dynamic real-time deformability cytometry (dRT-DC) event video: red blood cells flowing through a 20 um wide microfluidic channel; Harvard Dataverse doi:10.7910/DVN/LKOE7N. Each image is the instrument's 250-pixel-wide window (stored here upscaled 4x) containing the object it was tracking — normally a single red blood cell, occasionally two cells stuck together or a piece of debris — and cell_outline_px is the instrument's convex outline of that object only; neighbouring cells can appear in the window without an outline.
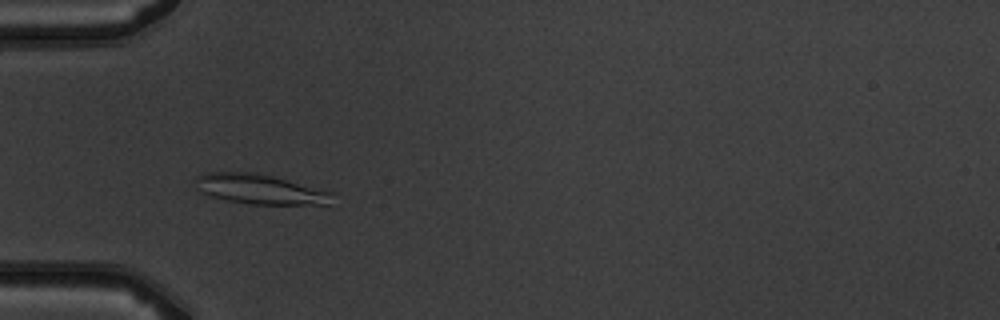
{"species": "common noctule bat (a hibernating species)", "species_latin": "Nyctalus noctula", "temperature_condition": "warm", "stored_images_in_passage": 3, "camera_frame_rate_fps": 3000, "um_per_image_px": 0.085, "animal": {"sex": "male", "body_mass_g": 19.5, "forearm_length_mm": 54.6}, "frame": {"image": 1, "passage_image": 2, "time_ms": 2.0, "image_size_px": [1000, 320], "cell_outline_px": [[332, 192], [328, 204], [248, 204], [208, 196], [200, 192], [196, 188], [196, 176], [208, 172], [256, 172], [272, 176]], "centroid_in_image_um": [22.0, 16.07], "position_along_channel_um": 63.0, "area_um2": 23.52}}